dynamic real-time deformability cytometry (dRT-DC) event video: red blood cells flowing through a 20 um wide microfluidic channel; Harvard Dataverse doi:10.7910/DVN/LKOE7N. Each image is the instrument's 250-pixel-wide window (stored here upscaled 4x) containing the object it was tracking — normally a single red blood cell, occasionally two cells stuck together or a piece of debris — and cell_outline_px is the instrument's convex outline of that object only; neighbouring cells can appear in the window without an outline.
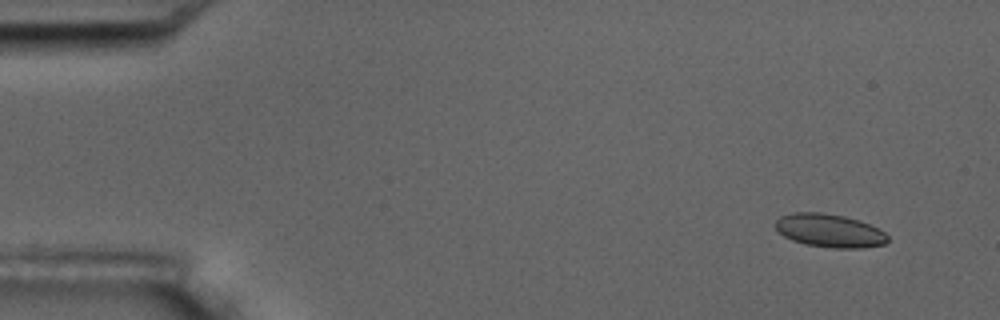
{"species": "common noctule bat (a hibernating species)", "species_latin": "Nyctalus noctula", "temperature_condition": "room temperature", "stored_images_in_passage": 4, "camera_frame_rate_fps": 3000, "um_per_image_px": 0.085, "animal": {"sex": "male", "body_mass_g": 17.5, "forearm_length_mm": 52.3}, "frame": {"image": 1, "passage_image": 1, "time_ms": 0.0, "image_size_px": [1000, 320], "cell_outline_px": [[888, 240], [884, 244], [864, 248], [836, 248], [804, 244], [792, 240], [784, 236], [776, 228], [776, 220], [780, 216], [792, 212], [820, 212], [844, 216], [860, 220], [884, 232], [888, 236]], "centroid_in_image_um": [70.5, 19.6], "position_along_channel_um": 14.5, "area_um2": 21.73}}